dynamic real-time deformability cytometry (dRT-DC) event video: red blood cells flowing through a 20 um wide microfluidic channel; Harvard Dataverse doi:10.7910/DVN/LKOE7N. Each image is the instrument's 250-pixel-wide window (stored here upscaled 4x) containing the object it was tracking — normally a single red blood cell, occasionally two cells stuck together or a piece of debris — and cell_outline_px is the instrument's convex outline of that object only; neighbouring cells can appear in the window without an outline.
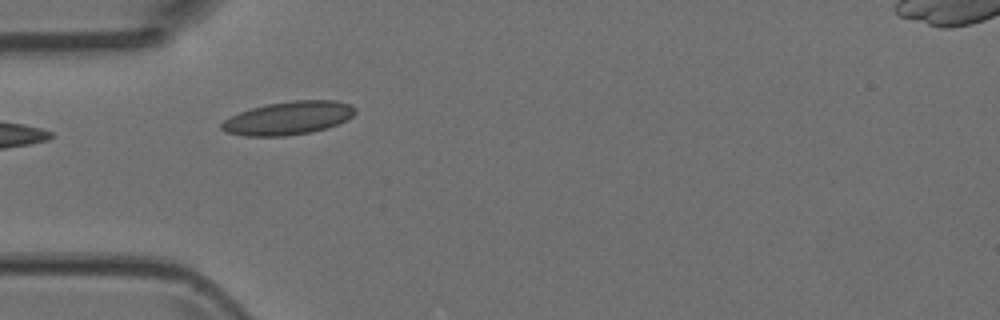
{"species": "Egyptian fruit bat (a non-hibernating species)", "species_latin": "Rousettus aegyptiacus", "temperature_condition": "room temperature", "stored_images_in_passage": 4, "camera_frame_rate_fps": 3000, "um_per_image_px": 0.085, "animal": {"sex": "female"}, "frame": {"image": 1, "passage_image": 4, "time_ms": 1.0, "image_size_px": [1000, 320], "cell_outline_px": [[356, 112], [348, 120], [312, 132], [284, 136], [244, 136], [224, 132], [220, 128], [220, 124], [224, 120], [240, 112], [252, 108], [268, 104], [292, 100], [336, 100], [352, 104], [356, 108]], "centroid_in_image_um": [24.52, 10.03], "position_along_channel_um": 60.5, "area_um2": 25.95}}